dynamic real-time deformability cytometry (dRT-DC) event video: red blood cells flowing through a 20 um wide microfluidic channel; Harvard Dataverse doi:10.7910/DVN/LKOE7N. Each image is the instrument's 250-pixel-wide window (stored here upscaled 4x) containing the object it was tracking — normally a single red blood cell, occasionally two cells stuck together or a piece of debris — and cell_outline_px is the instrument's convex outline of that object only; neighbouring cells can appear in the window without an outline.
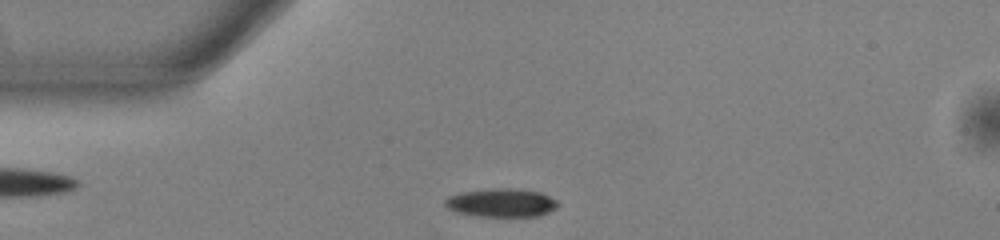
{"species": "common noctule bat (a hibernating species)", "species_latin": "Nyctalus noctula", "temperature_condition": "warm", "stored_images_in_passage": 51, "camera_frame_rate_fps": 3000, "um_per_image_px": 0.085, "animal": {"sex": "male", "body_mass_g": 13.0, "forearm_length_mm": 53.1}, "frame": {"image": 1, "passage_image": 12, "time_ms": 3.667, "image_size_px": [1000, 240], "cell_outline_px": [[560, 204], [556, 208], [540, 216], [476, 216], [456, 212], [448, 208], [444, 204], [444, 200], [448, 196], [460, 192], [496, 188], [512, 188], [540, 192], [556, 200]], "centroid_in_image_um": [42.6, 17.23], "position_along_channel_um": 42.4, "area_um2": 18.73}}
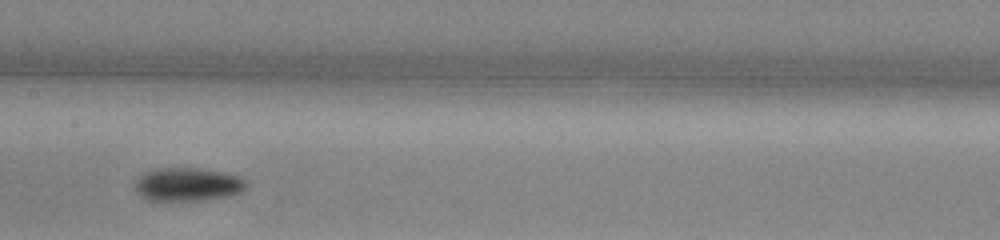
{"frame": {"image": 2, "passage_image": 25, "time_ms": 8.0, "image_size_px": [1000, 240], "cell_outline_px": [[248, 188], [240, 192], [224, 196], [204, 200], [148, 200], [140, 196], [136, 192], [136, 180], [140, 176], [156, 168], [200, 168], [224, 172], [240, 176], [248, 180]], "centroid_in_image_um": [16.0, 15.66], "position_along_channel_um": 191.4, "area_um2": 21.68}}
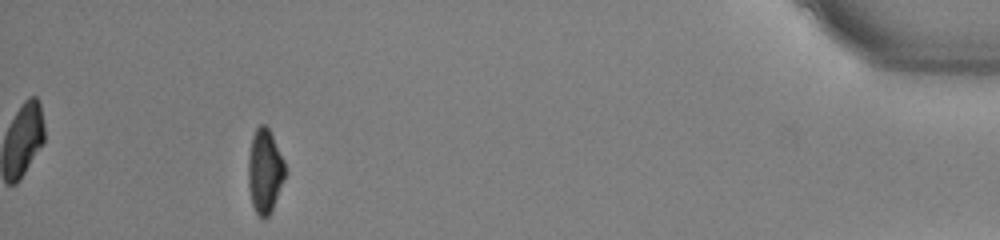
{"frame": {"image": 3, "passage_image": 47, "time_ms": 15.333, "image_size_px": [1000, 240], "cell_outline_px": [[284, 176], [272, 208], [268, 216], [260, 216], [256, 212], [252, 204], [248, 188], [248, 156], [252, 136], [256, 128], [260, 124], [264, 124], [268, 128], [284, 160]], "centroid_in_image_um": [22.47, 14.5], "position_along_channel_um": 412.7, "area_um2": 17.57}, "authors_computed_cell_mechanics": {"area_um2": 18.8428, "velocity_mm_per_s": 3.945, "shape_relaxation_time_tau1_ms": 4.8038, "shape_relaxation_time_tau2_ms": null, "deformation_change_tau1": 0.1637, "deformation_change_tau2": null}}